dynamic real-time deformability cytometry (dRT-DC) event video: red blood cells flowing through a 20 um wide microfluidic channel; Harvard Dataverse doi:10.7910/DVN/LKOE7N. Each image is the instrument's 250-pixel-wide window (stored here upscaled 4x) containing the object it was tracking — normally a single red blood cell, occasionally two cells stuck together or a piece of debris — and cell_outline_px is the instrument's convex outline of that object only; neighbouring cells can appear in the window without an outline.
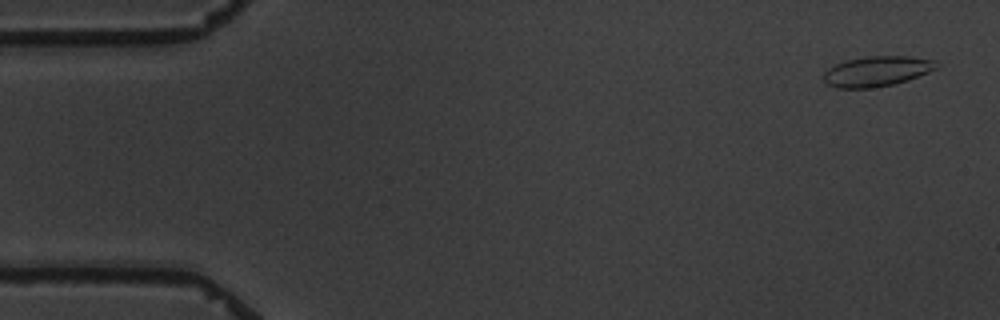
{"species": "common noctule bat (a hibernating species)", "species_latin": "Nyctalus noctula", "temperature_condition": "warm", "stored_images_in_passage": 5, "camera_frame_rate_fps": 3000, "um_per_image_px": 0.085, "animal": {"sex": "male", "body_mass_g": 19.5, "forearm_length_mm": 54.6}, "frame": {"image": 1, "passage_image": 1, "time_ms": 0.0, "image_size_px": [1000, 320], "cell_outline_px": [[940, 64], [936, 68], [928, 72], [908, 80], [896, 84], [868, 88], [836, 88], [828, 84], [824, 80], [824, 72], [828, 68], [844, 60], [868, 56], [908, 56], [936, 60]], "centroid_in_image_um": [74.54, 6.05], "position_along_channel_um": 10.5, "area_um2": 19.94}}